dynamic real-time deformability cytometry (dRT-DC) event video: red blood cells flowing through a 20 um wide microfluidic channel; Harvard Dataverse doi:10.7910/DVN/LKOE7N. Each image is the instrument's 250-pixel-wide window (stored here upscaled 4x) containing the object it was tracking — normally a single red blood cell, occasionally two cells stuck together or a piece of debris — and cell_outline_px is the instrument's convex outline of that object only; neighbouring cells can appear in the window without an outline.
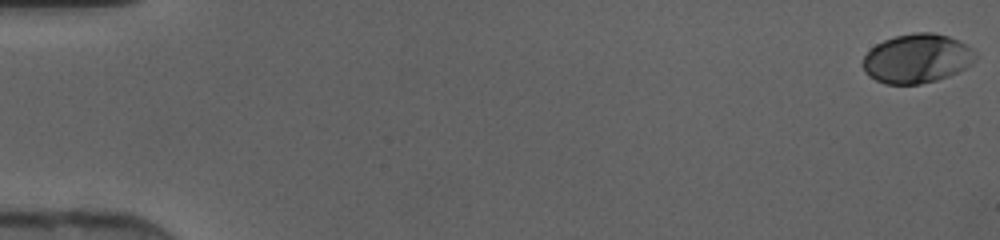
{"species": "human", "species_latin": "Homo sapiens", "temperature_condition": "cold", "stored_images_in_passage": 47, "camera_frame_rate_fps": 3000, "um_per_image_px": 0.085, "donor": {"sex": "female"}, "frame": {"image": 1, "passage_image": 1, "time_ms": 0.0, "image_size_px": [1000, 240], "cell_outline_px": [[976, 56], [972, 64], [948, 76], [936, 80], [920, 84], [884, 84], [868, 76], [864, 72], [864, 56], [876, 44], [884, 40], [896, 36], [916, 32], [932, 32], [948, 36], [968, 44], [976, 52]], "centroid_in_image_um": [77.96, 4.97], "position_along_channel_um": 7.0, "area_um2": 32.19}}
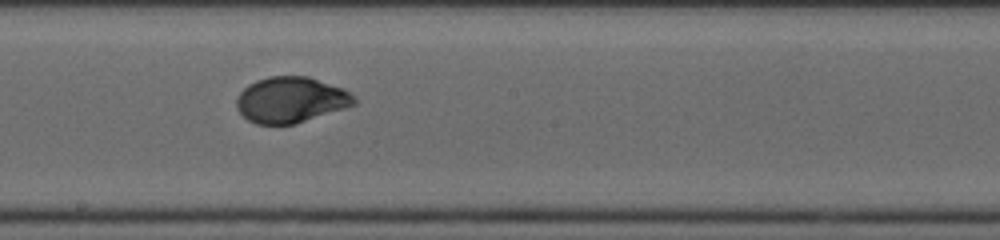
{"frame": {"image": 2, "passage_image": 27, "time_ms": 8.667, "image_size_px": [1000, 240], "cell_outline_px": [[356, 104], [344, 108], [292, 124], [256, 124], [248, 120], [236, 108], [236, 100], [240, 92], [248, 84], [256, 80], [268, 76], [308, 76], [340, 88], [348, 92], [356, 100]], "centroid_in_image_um": [24.66, 8.48], "position_along_channel_um": 223.5, "area_um2": 30.92}}
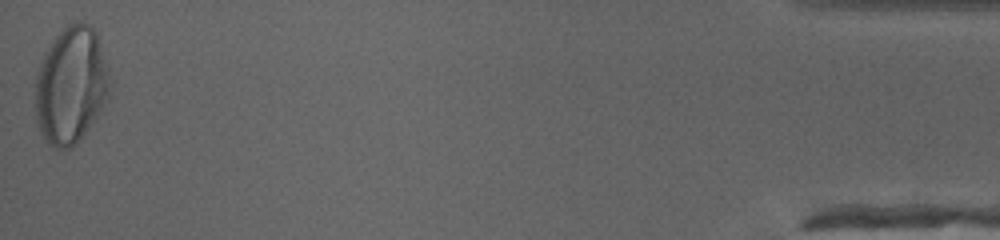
{"frame": {"image": 3, "passage_image": 47, "time_ms": 15.333, "image_size_px": [1000, 240], "cell_outline_px": [[112, 92], [100, 112], [76, 144], [68, 148], [56, 148], [48, 144], [44, 140], [36, 124], [36, 76], [44, 52], [52, 40], [68, 24], [76, 20], [88, 24], [96, 32], [112, 80]], "centroid_in_image_um": [6.05, 7.25], "position_along_channel_um": 429.1, "area_um2": 51.15}}